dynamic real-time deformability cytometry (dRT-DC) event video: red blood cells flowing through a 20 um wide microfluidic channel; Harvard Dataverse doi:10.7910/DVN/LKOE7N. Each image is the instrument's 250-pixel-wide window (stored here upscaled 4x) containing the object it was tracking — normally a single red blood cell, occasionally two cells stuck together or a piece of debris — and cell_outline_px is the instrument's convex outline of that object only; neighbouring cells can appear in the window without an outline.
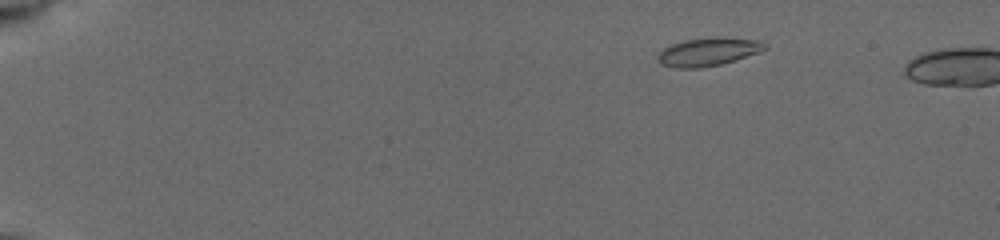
{"species": "common noctule bat (a hibernating species)", "species_latin": "Nyctalus noctula", "temperature_condition": "cold", "stored_images_in_passage": 5, "camera_frame_rate_fps": 3000, "um_per_image_px": 0.085, "animal": {"sex": "female", "body_mass_g": 19.5, "forearm_length_mm": 54.1}, "frame": {"image": 1, "passage_image": 3, "time_ms": 1.667, "image_size_px": [1000, 240], "cell_outline_px": [[768, 48], [736, 60], [720, 64], [700, 68], [676, 68], [660, 64], [656, 60], [656, 56], [664, 48], [672, 44], [684, 40], [764, 40], [768, 44]], "centroid_in_image_um": [60.15, 4.46], "position_along_channel_um": 24.9, "area_um2": 16.76}}